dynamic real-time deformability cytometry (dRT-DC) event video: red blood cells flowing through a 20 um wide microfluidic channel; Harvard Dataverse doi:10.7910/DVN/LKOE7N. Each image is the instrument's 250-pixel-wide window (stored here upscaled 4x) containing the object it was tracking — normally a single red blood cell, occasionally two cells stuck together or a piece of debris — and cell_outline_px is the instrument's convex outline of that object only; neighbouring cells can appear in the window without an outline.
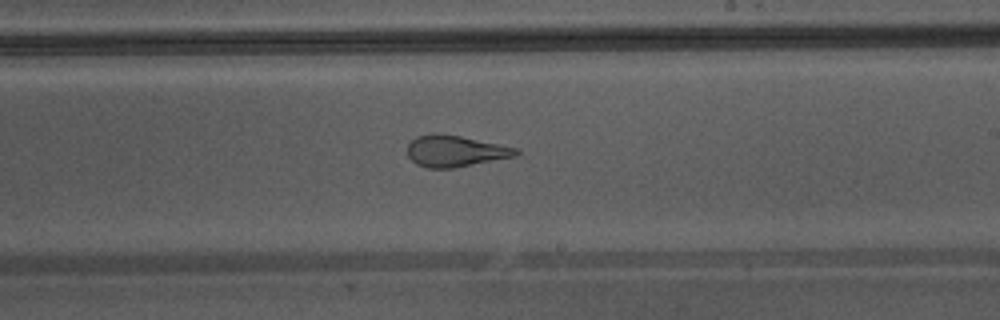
{"species": "Egyptian fruit bat (a non-hibernating species)", "species_latin": "Rousettus aegyptiacus", "temperature_condition": "warm", "stored_images_in_passage": 44, "camera_frame_rate_fps": 3000, "um_per_image_px": 0.085, "animal": {"sex": "male"}, "frame": {"image": 1, "passage_image": 26, "time_ms": 8.333, "image_size_px": [1000, 320], "cell_outline_px": [[520, 152], [516, 156], [452, 168], [428, 168], [416, 164], [408, 156], [408, 144], [416, 136], [432, 132], [436, 132], [460, 136], [520, 148]], "centroid_in_image_um": [38.69, 12.82], "position_along_channel_um": 250.3, "area_um2": 19.94}, "authors_computed_cell_mechanics": {"area_um2": 24.7962, "velocity_mm_per_s": 4.3855, "shape_relaxation_time_tau1_ms": null, "shape_relaxation_time_tau2_ms": 1.0941, "deformation_change_tau1": null, "deformation_change_tau2": 0.0971}}